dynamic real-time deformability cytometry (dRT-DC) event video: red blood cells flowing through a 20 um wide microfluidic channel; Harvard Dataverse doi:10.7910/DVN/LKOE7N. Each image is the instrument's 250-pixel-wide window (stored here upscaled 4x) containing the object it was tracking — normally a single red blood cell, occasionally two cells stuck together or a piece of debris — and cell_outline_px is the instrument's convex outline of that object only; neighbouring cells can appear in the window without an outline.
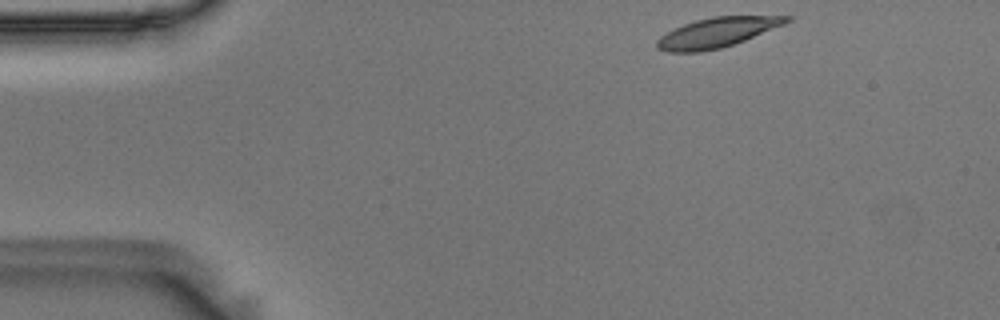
{"species": "Egyptian fruit bat (a non-hibernating species)", "species_latin": "Rousettus aegyptiacus", "temperature_condition": "room temperature", "stored_images_in_passage": 49, "camera_frame_rate_fps": 3000, "um_per_image_px": 0.085, "animal": {"sex": "male"}, "frame": {"image": 1, "passage_image": 1, "time_ms": 0.0, "image_size_px": [1000, 320], "cell_outline_px": [[792, 20], [784, 24], [744, 40], [720, 48], [700, 52], [668, 52], [656, 48], [656, 40], [660, 36], [684, 24], [696, 20], [712, 16], [792, 16]], "centroid_in_image_um": [60.92, 2.76], "position_along_channel_um": 24.1, "area_um2": 22.2}}
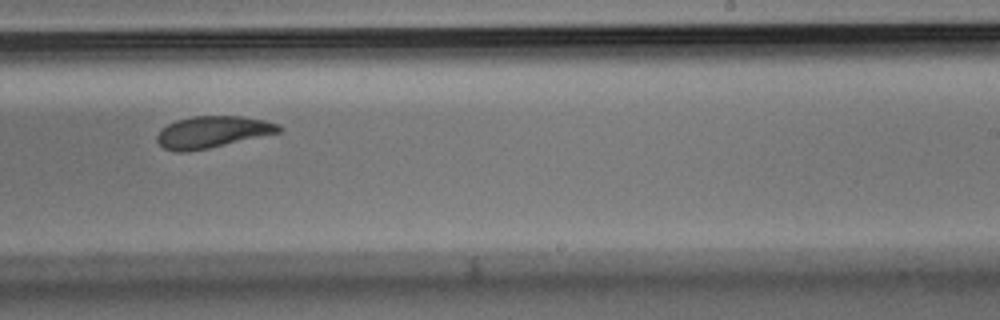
{"frame": {"image": 2, "passage_image": 28, "time_ms": 9.0, "image_size_px": [1000, 320], "cell_outline_px": [[280, 132], [208, 148], [188, 152], [176, 152], [164, 148], [156, 140], [156, 136], [160, 128], [176, 120], [192, 116], [240, 116], [264, 120], [280, 124]], "centroid_in_image_um": [18.0, 11.21], "position_along_channel_um": 271.0, "area_um2": 22.43}}
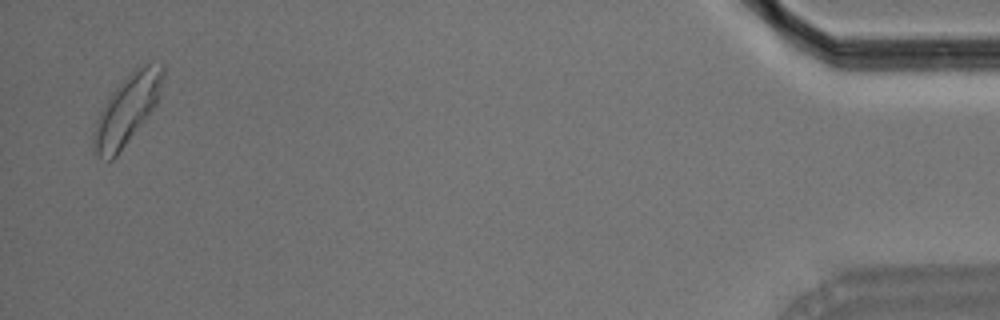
{"frame": {"image": 3, "passage_image": 48, "time_ms": 15.667, "image_size_px": [1000, 320], "cell_outline_px": [[164, 76], [156, 104], [144, 120], [116, 156], [112, 160], [108, 160], [100, 156], [96, 152], [92, 144], [92, 132], [96, 120], [108, 96], [132, 68], [152, 60], [164, 64]], "centroid_in_image_um": [10.8, 9.22], "position_along_channel_um": 424.4, "area_um2": 28.03}, "authors_computed_cell_mechanics": {"area_um2": 23.2356, "velocity_mm_per_s": 3.5581, "shape_relaxation_time_tau1_ms": 4.6949, "shape_relaxation_time_tau2_ms": 2.5609, "deformation_change_tau1": 0.1308, "deformation_change_tau2": 0.0768}}